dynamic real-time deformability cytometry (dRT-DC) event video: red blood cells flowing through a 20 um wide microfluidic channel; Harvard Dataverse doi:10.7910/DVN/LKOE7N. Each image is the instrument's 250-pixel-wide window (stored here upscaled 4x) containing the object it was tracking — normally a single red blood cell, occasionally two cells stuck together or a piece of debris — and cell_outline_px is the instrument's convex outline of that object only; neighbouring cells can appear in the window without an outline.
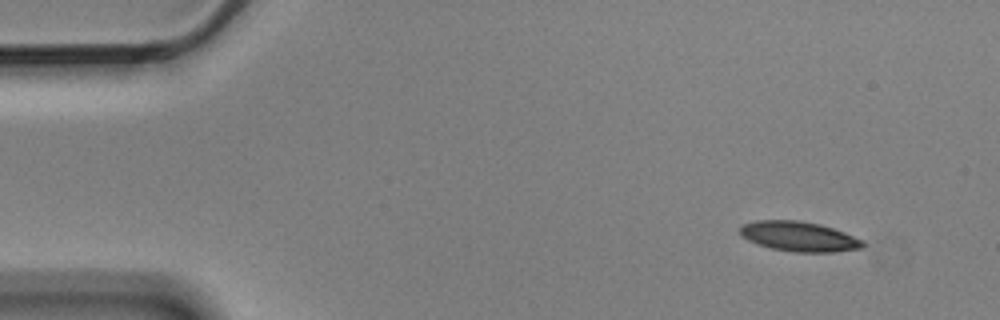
{"species": "Egyptian fruit bat (a non-hibernating species)", "species_latin": "Rousettus aegyptiacus", "temperature_condition": "cold", "stored_images_in_passage": 5, "camera_frame_rate_fps": 3000, "um_per_image_px": 0.085, "animal": {"sex": "male"}, "frame": {"image": 1, "passage_image": 2, "time_ms": 0.333, "image_size_px": [1000, 320], "cell_outline_px": [[864, 244], [860, 248], [836, 252], [796, 252], [772, 248], [756, 244], [740, 236], [740, 228], [744, 224], [756, 220], [800, 220], [820, 224], [844, 232], [864, 240]], "centroid_in_image_um": [67.9, 20.09], "position_along_channel_um": 17.1, "area_um2": 21.39}}
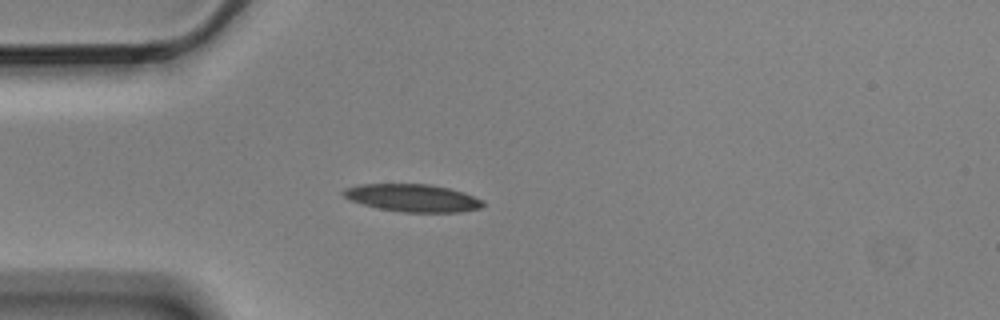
{"frame": {"image": 2, "passage_image": 5, "time_ms": 1.333, "image_size_px": [1000, 320], "cell_outline_px": [[484, 204], [480, 208], [460, 212], [400, 212], [380, 208], [348, 200], [340, 192], [344, 188], [360, 184], [428, 184], [448, 188], [464, 192], [484, 200]], "centroid_in_image_um": [35.07, 16.82], "position_along_channel_um": 49.9, "area_um2": 22.48}}